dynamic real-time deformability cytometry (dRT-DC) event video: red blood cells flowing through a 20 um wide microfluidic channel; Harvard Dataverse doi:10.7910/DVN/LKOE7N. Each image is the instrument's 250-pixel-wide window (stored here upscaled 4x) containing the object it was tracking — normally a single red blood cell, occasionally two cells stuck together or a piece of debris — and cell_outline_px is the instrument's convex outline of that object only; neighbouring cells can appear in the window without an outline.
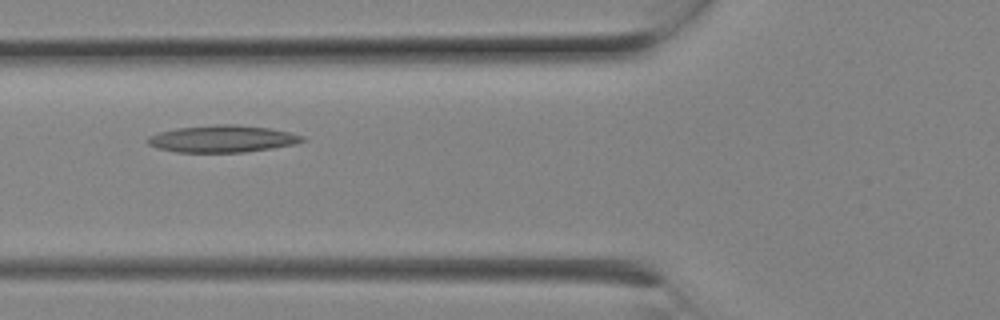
{"species": "Egyptian fruit bat (a non-hibernating species)", "species_latin": "Rousettus aegyptiacus", "temperature_condition": "room temperature", "stored_images_in_passage": 8, "camera_frame_rate_fps": 3000, "um_per_image_px": 0.085, "animal": {"sex": "female"}, "frame": {"image": 1, "passage_image": 7, "time_ms": 2.0, "image_size_px": [1000, 320], "cell_outline_px": [[308, 140], [296, 144], [272, 148], [244, 152], [176, 152], [160, 148], [148, 144], [144, 140], [148, 136], [160, 132], [176, 128], [216, 124], [236, 124], [268, 128], [288, 132], [304, 136]], "centroid_in_image_um": [18.91, 11.79], "position_along_channel_um": 106.9, "area_um2": 24.39}}
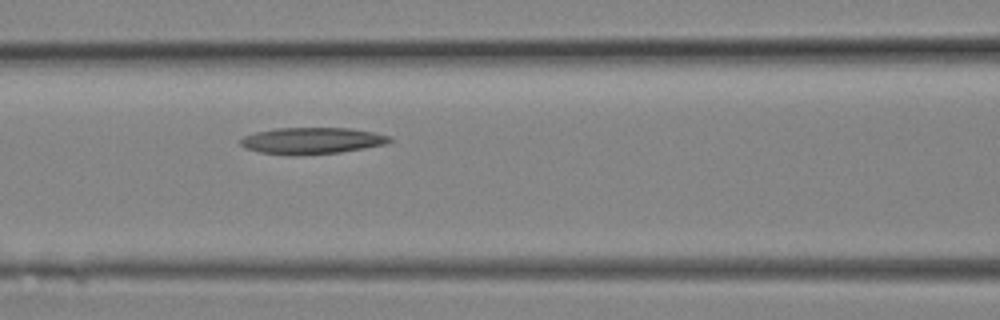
{"frame": {"image": 2, "passage_image": 8, "time_ms": 2.333, "image_size_px": [1000, 320], "cell_outline_px": [[392, 140], [384, 144], [364, 148], [340, 152], [292, 156], [260, 152], [244, 148], [240, 144], [240, 140], [244, 136], [256, 132], [276, 128], [348, 128], [372, 132], [388, 136]], "centroid_in_image_um": [26.45, 11.97], "position_along_channel_um": 140.2, "area_um2": 22.89}}